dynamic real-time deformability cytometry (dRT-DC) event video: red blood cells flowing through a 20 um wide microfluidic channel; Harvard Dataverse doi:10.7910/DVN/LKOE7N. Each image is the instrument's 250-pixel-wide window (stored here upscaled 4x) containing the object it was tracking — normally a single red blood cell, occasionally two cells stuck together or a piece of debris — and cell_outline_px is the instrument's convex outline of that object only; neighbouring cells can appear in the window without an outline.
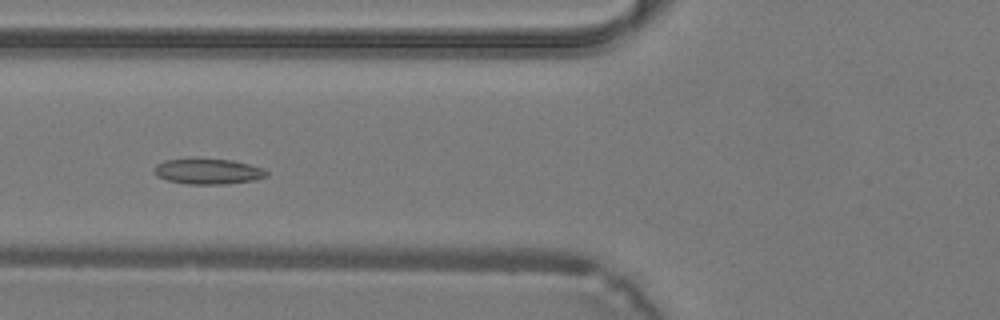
{"species": "common noctule bat (a hibernating species)", "species_latin": "Nyctalus noctula", "temperature_condition": "warm", "stored_images_in_passage": 30, "camera_frame_rate_fps": 3000, "um_per_image_px": 0.085, "animal": {"sex": "male", "body_mass_g": 19.2, "forearm_length_mm": 51.8}, "frame": {"image": 1, "passage_image": 6, "time_ms": 1.667, "image_size_px": [1000, 320], "cell_outline_px": [[268, 176], [252, 180], [224, 184], [188, 184], [168, 180], [156, 176], [156, 164], [164, 160], [196, 156], [232, 160], [264, 168], [268, 172]], "centroid_in_image_um": [17.67, 14.52], "position_along_channel_um": 108.1, "area_um2": 17.17}}
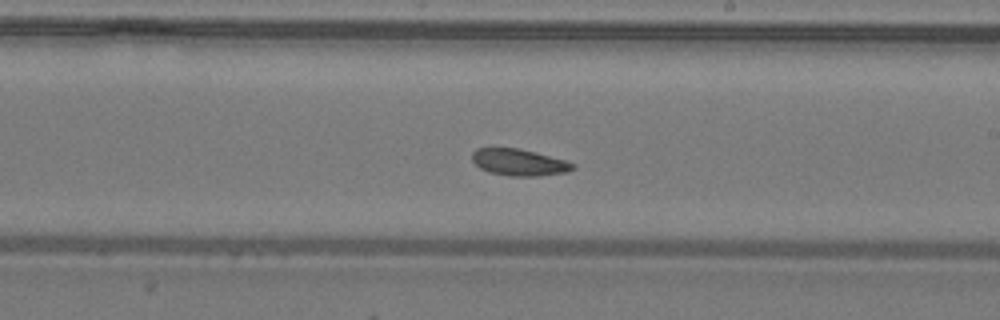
{"frame": {"image": 2, "passage_image": 14, "time_ms": 4.333, "image_size_px": [1000, 320], "cell_outline_px": [[576, 168], [568, 172], [536, 176], [508, 176], [488, 172], [480, 168], [472, 160], [472, 152], [476, 148], [520, 148], [536, 152], [564, 160], [576, 164]], "centroid_in_image_um": [44.13, 13.8], "position_along_channel_um": 244.9, "area_um2": 15.78}}
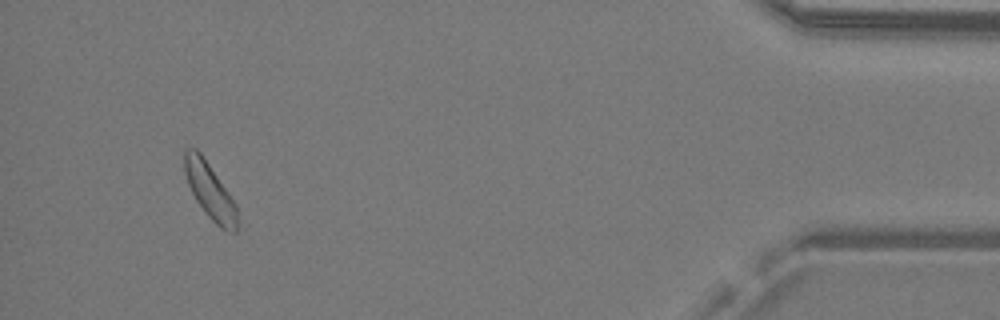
{"frame": {"image": 3, "passage_image": 28, "time_ms": 9.0, "image_size_px": [1000, 320], "cell_outline_px": [[236, 232], [228, 232], [220, 228], [208, 216], [196, 200], [188, 184], [184, 172], [184, 152], [188, 148], [196, 148], [200, 152], [228, 192], [236, 204]], "centroid_in_image_um": [17.82, 16.22], "position_along_channel_um": 417.4, "area_um2": 16.76}}